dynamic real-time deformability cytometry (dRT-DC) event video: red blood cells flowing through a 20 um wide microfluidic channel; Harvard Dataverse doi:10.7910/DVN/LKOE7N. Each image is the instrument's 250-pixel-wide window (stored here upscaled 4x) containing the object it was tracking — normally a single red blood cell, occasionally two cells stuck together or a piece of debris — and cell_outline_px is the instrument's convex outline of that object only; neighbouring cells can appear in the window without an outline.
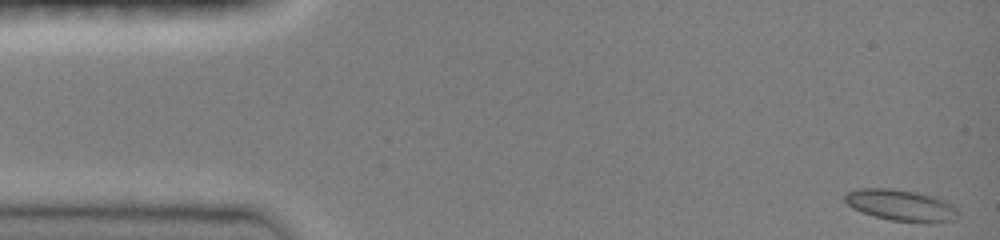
{"species": "common noctule bat (a hibernating species)", "species_latin": "Nyctalus noctula", "temperature_condition": "room temperature", "stored_images_in_passage": 53, "camera_frame_rate_fps": 3000, "um_per_image_px": 0.085, "animal": {"sex": "female", "body_mass_g": 19.0, "forearm_length_mm": 51.5}, "frame": {"image": 1, "passage_image": 1, "time_ms": 0.0, "image_size_px": [1000, 240], "cell_outline_px": [[960, 216], [956, 220], [928, 224], [892, 220], [872, 216], [860, 212], [852, 208], [844, 200], [844, 192], [856, 188], [888, 188], [916, 192], [932, 196], [944, 200], [956, 208], [960, 212]], "centroid_in_image_um": [76.58, 17.47], "position_along_channel_um": 8.4, "area_um2": 21.21}}
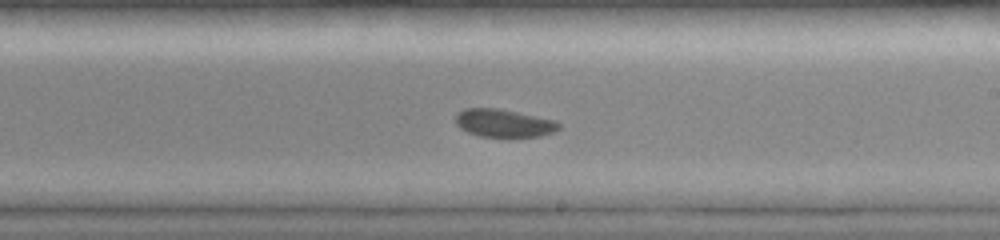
{"frame": {"image": 2, "passage_image": 28, "time_ms": 9.0, "image_size_px": [1000, 240], "cell_outline_px": [[560, 128], [552, 132], [540, 136], [480, 136], [468, 132], [460, 128], [456, 124], [456, 112], [464, 108], [500, 108], [556, 120], [560, 124]], "centroid_in_image_um": [42.81, 10.44], "position_along_channel_um": 246.2, "area_um2": 16.76}}
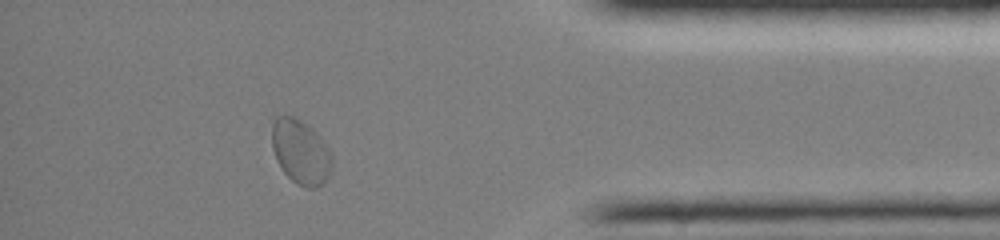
{"frame": {"image": 3, "passage_image": 46, "time_ms": 13.667, "image_size_px": [1000, 240], "cell_outline_px": [[332, 164], [328, 176], [316, 188], [304, 188], [296, 184], [280, 168], [276, 160], [272, 148], [272, 124], [276, 116], [296, 116], [312, 128], [320, 136], [328, 148], [332, 156]], "centroid_in_image_um": [25.54, 12.9], "position_along_channel_um": 409.7, "area_um2": 22.72}, "authors_computed_cell_mechanics": {"area_um2": 17.8024, "velocity_mm_per_s": 3.934, "shape_relaxation_time_tau1_ms": 5.3466, "shape_relaxation_time_tau2_ms": 2.3072, "deformation_change_tau1": 0.0764, "deformation_change_tau2": 0.0338}}